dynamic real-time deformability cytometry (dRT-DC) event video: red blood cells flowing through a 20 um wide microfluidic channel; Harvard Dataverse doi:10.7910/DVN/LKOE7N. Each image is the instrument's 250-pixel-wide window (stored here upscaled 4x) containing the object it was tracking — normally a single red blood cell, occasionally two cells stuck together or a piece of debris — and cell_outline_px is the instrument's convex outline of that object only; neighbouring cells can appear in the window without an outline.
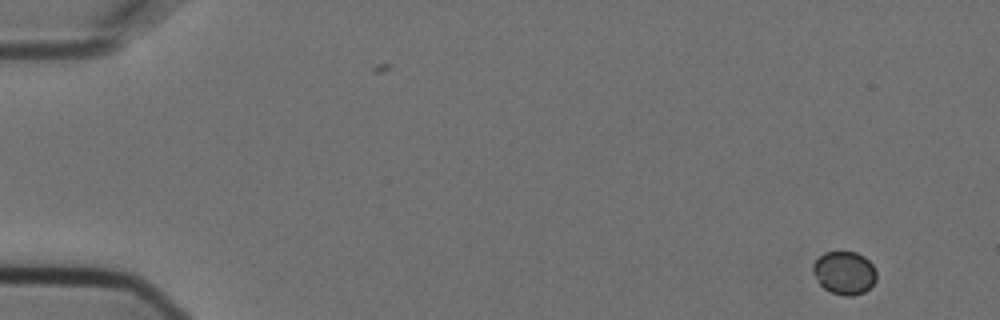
{"species": "Egyptian fruit bat (a non-hibernating species)", "species_latin": "Rousettus aegyptiacus", "temperature_condition": "cold", "stored_images_in_passage": 6, "segment_of_instrument_passage": [1, 2], "camera_frame_rate_fps": 3000, "um_per_image_px": 0.085, "animal": {"sex": "female"}, "frame": {"image": 1, "passage_image": 1, "time_ms": 0.0, "image_size_px": [1000, 320], "cell_outline_px": [[876, 280], [864, 292], [852, 296], [844, 296], [832, 292], [824, 288], [820, 284], [812, 272], [812, 264], [824, 252], [856, 252], [864, 256], [872, 264], [876, 272]], "centroid_in_image_um": [71.76, 23.18], "position_along_channel_um": 13.2, "area_um2": 15.9}}
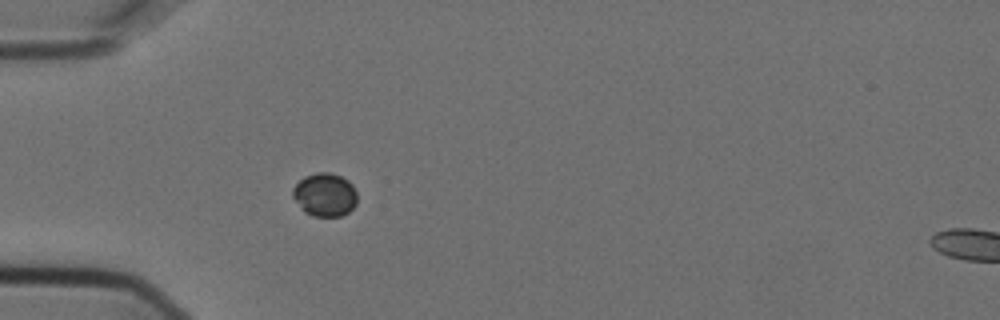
{"frame": {"image": 2, "passage_image": 5, "time_ms": 1.333, "image_size_px": [1000, 320], "cell_outline_px": [[356, 204], [348, 212], [340, 216], [312, 216], [304, 212], [300, 208], [292, 196], [292, 188], [304, 176], [316, 172], [328, 172], [340, 176], [348, 180], [352, 184], [356, 192]], "centroid_in_image_um": [27.59, 16.55], "position_along_channel_um": 57.4, "area_um2": 16.36}}